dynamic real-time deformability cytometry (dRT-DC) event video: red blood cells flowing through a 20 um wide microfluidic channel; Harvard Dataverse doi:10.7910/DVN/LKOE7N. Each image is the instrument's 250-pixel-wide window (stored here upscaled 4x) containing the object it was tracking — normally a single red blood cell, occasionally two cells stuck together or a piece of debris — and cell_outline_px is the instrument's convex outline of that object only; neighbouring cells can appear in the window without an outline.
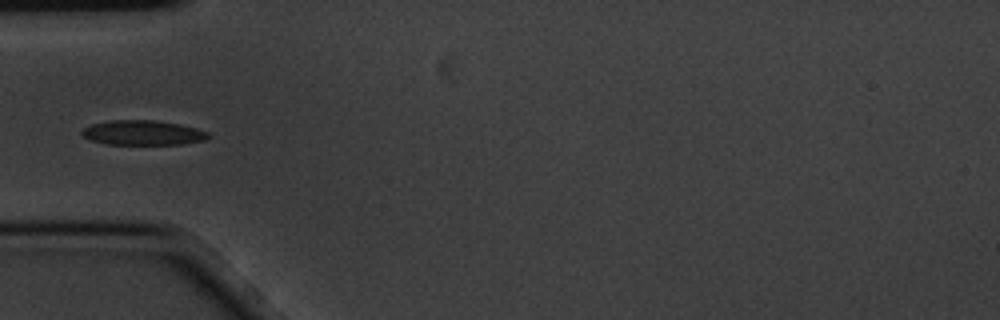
{"species": "common noctule bat (a hibernating species)", "species_latin": "Nyctalus noctula", "temperature_condition": "cold", "stored_images_in_passage": 10, "camera_frame_rate_fps": 3000, "um_per_image_px": 0.085, "animal": {"sex": "male", "body_mass_g": 20.1, "forearm_length_mm": 53.5}, "frame": {"image": 1, "passage_image": 4, "time_ms": 1.0, "image_size_px": [1000, 320], "cell_outline_px": [[208, 136], [204, 140], [180, 144], [108, 144], [88, 140], [80, 132], [84, 128], [92, 124], [108, 120], [152, 120], [180, 124], [196, 128], [208, 132]], "centroid_in_image_um": [12.1, 11.28], "position_along_channel_um": 72.9, "area_um2": 18.09}}
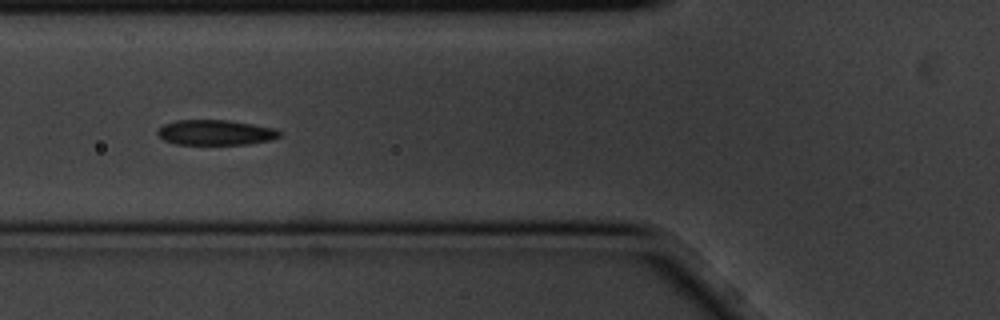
{"frame": {"image": 2, "passage_image": 5, "time_ms": 1.333, "image_size_px": [1000, 320], "cell_outline_px": [[284, 132], [280, 136], [272, 140], [248, 144], [176, 144], [164, 140], [156, 132], [164, 124], [176, 120], [228, 120], [276, 128]], "centroid_in_image_um": [18.37, 11.26], "position_along_channel_um": 107.4, "area_um2": 17.98}}
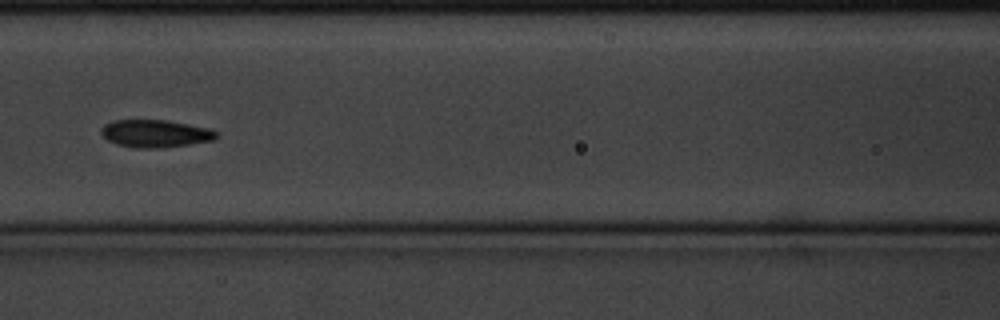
{"frame": {"image": 3, "passage_image": 6, "time_ms": 1.667, "image_size_px": [1000, 320], "cell_outline_px": [[220, 136], [212, 140], [188, 144], [156, 148], [136, 148], [116, 144], [108, 140], [100, 132], [100, 128], [104, 124], [112, 120], [164, 120], [212, 128], [220, 132]], "centroid_in_image_um": [13.22, 11.34], "position_along_channel_um": 153.4, "area_um2": 18.61}}